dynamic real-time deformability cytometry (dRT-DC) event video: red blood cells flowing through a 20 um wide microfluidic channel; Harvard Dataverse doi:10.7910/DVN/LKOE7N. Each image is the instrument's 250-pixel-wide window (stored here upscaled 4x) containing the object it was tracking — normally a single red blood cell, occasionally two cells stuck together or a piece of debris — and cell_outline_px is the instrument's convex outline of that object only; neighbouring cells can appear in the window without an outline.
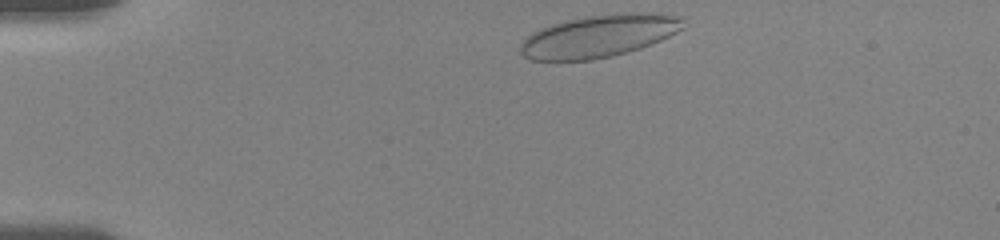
{"species": "human", "species_latin": "Homo sapiens", "temperature_condition": "room temperature", "stored_images_in_passage": 11, "camera_frame_rate_fps": 3000, "um_per_image_px": 0.085, "donor": {"sex": "female"}, "frame": {"image": 1, "passage_image": 1, "time_ms": 0.0, "image_size_px": [1000, 240], "cell_outline_px": [[684, 28], [660, 40], [640, 48], [628, 52], [612, 56], [592, 60], [532, 60], [524, 56], [520, 52], [520, 44], [532, 32], [540, 28], [552, 24], [584, 16], [628, 12], [652, 12], [684, 16]], "centroid_in_image_um": [50.95, 3.04], "position_along_channel_um": 34.1, "area_um2": 40.46}}
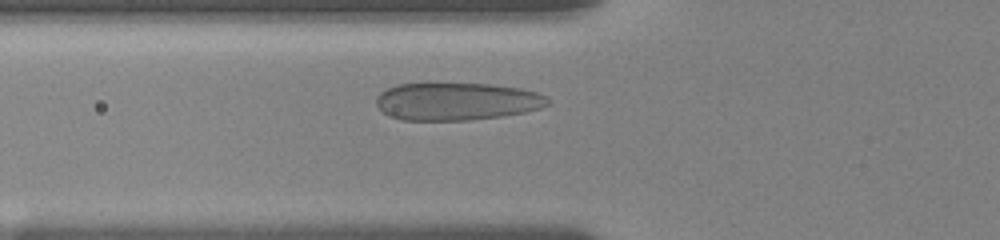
{"frame": {"image": 2, "passage_image": 8, "time_ms": 3.0, "image_size_px": [1000, 240], "cell_outline_px": [[548, 104], [540, 108], [524, 112], [500, 116], [468, 120], [400, 120], [388, 116], [376, 104], [376, 96], [380, 92], [396, 84], [488, 84], [520, 88], [536, 92], [544, 96], [548, 100]], "centroid_in_image_um": [38.77, 8.62], "position_along_channel_um": 87.0, "area_um2": 37.34}}
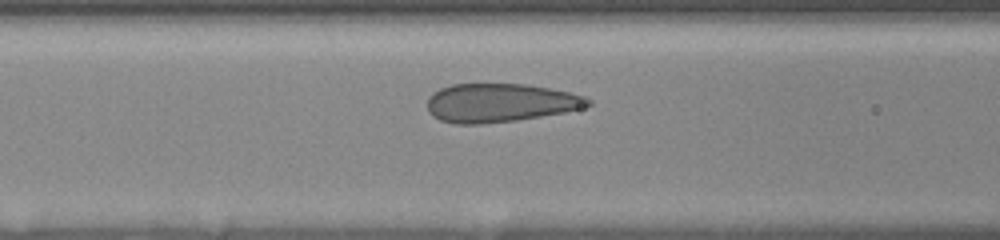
{"frame": {"image": 3, "passage_image": 10, "time_ms": 4.0, "image_size_px": [1000, 240], "cell_outline_px": [[592, 104], [580, 108], [564, 112], [516, 120], [480, 124], [456, 124], [440, 120], [432, 116], [428, 112], [428, 96], [432, 92], [440, 88], [452, 84], [524, 84], [548, 88], [568, 92], [584, 96], [592, 100]], "centroid_in_image_um": [42.45, 8.74], "position_along_channel_um": 124.1, "area_um2": 36.07}}